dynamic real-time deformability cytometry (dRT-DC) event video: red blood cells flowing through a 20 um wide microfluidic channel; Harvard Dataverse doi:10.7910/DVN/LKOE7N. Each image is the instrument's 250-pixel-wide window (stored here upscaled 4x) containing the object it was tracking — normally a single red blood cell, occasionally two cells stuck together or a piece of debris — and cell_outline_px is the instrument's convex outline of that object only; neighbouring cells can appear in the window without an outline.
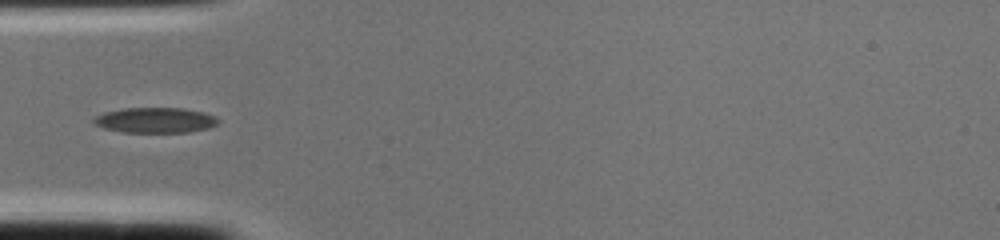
{"species": "common noctule bat (a hibernating species)", "species_latin": "Nyctalus noctula", "temperature_condition": "cold", "stored_images_in_passage": 2, "camera_frame_rate_fps": 3000, "um_per_image_px": 0.085, "animal": {"sex": "female", "body_mass_g": 22.0, "forearm_length_mm": 56.7}, "frame": {"image": 1, "passage_image": 2, "time_ms": 0.333, "image_size_px": [1000, 240], "cell_outline_px": [[220, 124], [208, 128], [188, 132], [124, 132], [104, 128], [92, 124], [92, 120], [96, 116], [104, 112], [124, 108], [184, 108], [204, 112], [216, 116], [220, 120]], "centroid_in_image_um": [13.22, 10.21], "position_along_channel_um": 71.8, "area_um2": 18.55}}